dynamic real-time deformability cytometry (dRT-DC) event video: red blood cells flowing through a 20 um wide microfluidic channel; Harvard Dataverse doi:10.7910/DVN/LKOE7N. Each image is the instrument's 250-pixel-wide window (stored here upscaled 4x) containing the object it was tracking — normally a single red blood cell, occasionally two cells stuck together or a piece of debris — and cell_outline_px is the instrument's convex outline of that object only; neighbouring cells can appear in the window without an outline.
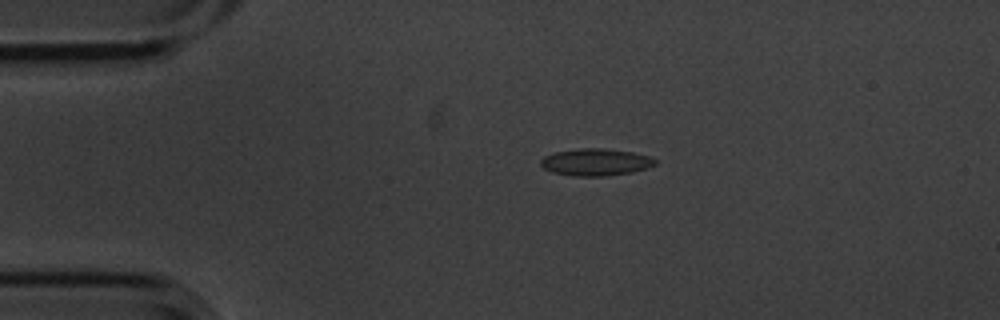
{"species": "common noctule bat (a hibernating species)", "species_latin": "Nyctalus noctula", "temperature_condition": "cold", "stored_images_in_passage": 3, "camera_frame_rate_fps": 3000, "um_per_image_px": 0.085, "animal": {"sex": "male", "body_mass_g": 20.1, "forearm_length_mm": 53.5}, "frame": {"image": 1, "passage_image": 2, "time_ms": 0.333, "image_size_px": [1000, 320], "cell_outline_px": [[656, 164], [648, 168], [632, 172], [604, 176], [572, 176], [552, 172], [544, 168], [540, 164], [540, 160], [544, 156], [556, 152], [580, 148], [600, 148], [632, 152], [648, 156], [656, 160]], "centroid_in_image_um": [50.62, 13.79], "position_along_channel_um": 34.4, "area_um2": 17.98}}